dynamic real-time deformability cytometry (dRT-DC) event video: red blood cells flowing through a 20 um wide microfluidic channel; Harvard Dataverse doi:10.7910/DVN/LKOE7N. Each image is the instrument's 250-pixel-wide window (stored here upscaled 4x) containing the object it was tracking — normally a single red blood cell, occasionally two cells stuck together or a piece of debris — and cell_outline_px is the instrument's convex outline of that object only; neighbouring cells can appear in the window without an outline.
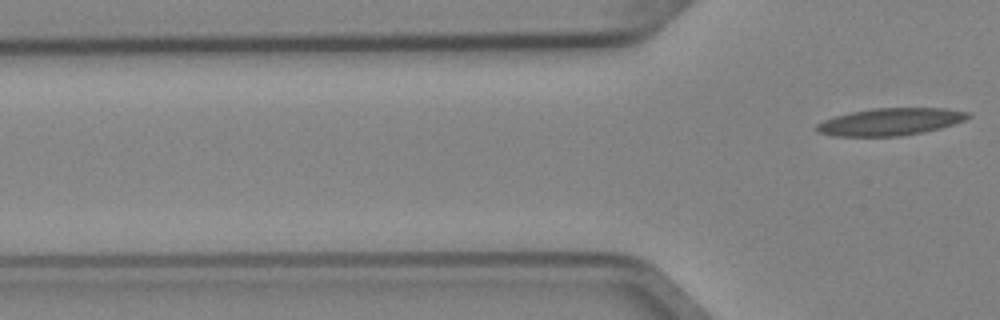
{"species": "Egyptian fruit bat (a non-hibernating species)", "species_latin": "Rousettus aegyptiacus", "temperature_condition": "cold", "stored_images_in_passage": 5, "camera_frame_rate_fps": 3000, "um_per_image_px": 0.085, "animal": {"sex": "female"}, "frame": {"image": 1, "passage_image": 5, "time_ms": 1.333, "image_size_px": [1000, 320], "cell_outline_px": [[972, 116], [964, 120], [940, 128], [924, 132], [900, 136], [832, 136], [820, 132], [816, 128], [816, 124], [824, 120], [848, 112], [872, 108], [948, 108], [972, 112]], "centroid_in_image_um": [75.72, 10.34], "position_along_channel_um": 50.1, "area_um2": 24.16}}